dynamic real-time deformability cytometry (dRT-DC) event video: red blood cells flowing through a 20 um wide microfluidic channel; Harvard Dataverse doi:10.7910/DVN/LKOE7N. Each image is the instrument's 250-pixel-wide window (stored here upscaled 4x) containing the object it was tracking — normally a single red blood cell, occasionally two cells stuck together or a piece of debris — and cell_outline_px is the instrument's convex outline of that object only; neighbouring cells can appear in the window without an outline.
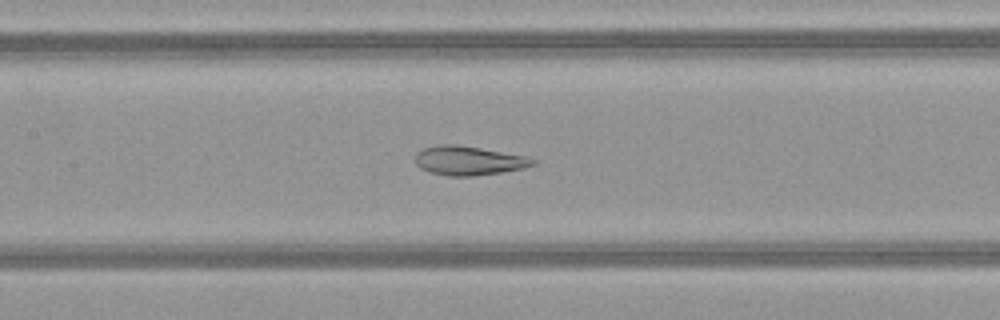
{"species": "common noctule bat (a hibernating species)", "species_latin": "Nyctalus noctula", "temperature_condition": "warm", "stored_images_in_passage": 51, "camera_frame_rate_fps": 3000, "um_per_image_px": 0.085, "animal": {"sex": "female", "body_mass_g": 21.9}, "frame": {"image": 1, "passage_image": 24, "time_ms": 7.667, "image_size_px": [1000, 320], "cell_outline_px": [[536, 164], [524, 168], [500, 172], [472, 176], [448, 176], [428, 172], [420, 168], [416, 164], [416, 152], [424, 148], [440, 144], [456, 144], [480, 148], [524, 156], [536, 160]], "centroid_in_image_um": [39.8, 13.65], "position_along_channel_um": 167.6, "area_um2": 19.83}}
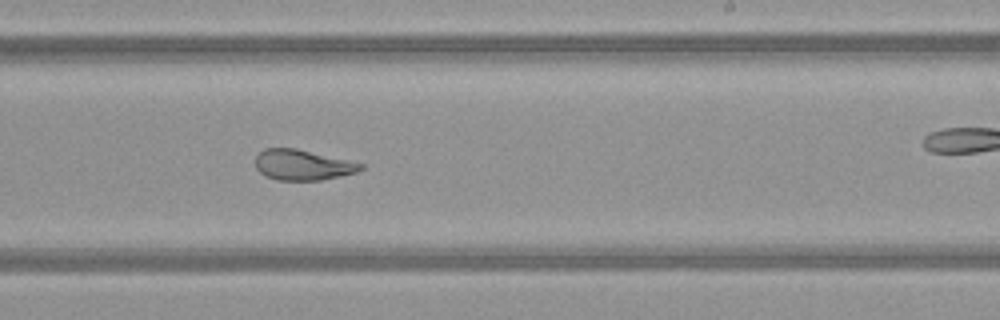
{"frame": {"image": 2, "passage_image": 31, "time_ms": 10.0, "image_size_px": [1000, 320], "cell_outline_px": [[364, 168], [356, 172], [340, 176], [320, 180], [276, 180], [264, 176], [256, 168], [256, 156], [264, 148], [296, 148], [364, 164]], "centroid_in_image_um": [25.7, 14.02], "position_along_channel_um": 263.3, "area_um2": 18.61}}
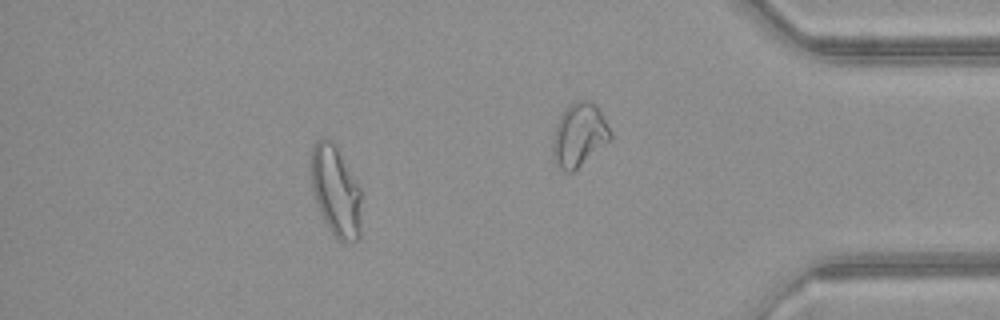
{"frame": {"image": 3, "passage_image": 45, "time_ms": 14.667, "image_size_px": [1000, 320], "cell_outline_px": [[360, 236], [356, 240], [344, 244], [336, 240], [324, 220], [316, 204], [312, 188], [312, 148], [316, 140], [324, 136], [332, 140], [336, 144], [356, 180], [360, 188]], "centroid_in_image_um": [28.54, 16.24], "position_along_channel_um": 406.7, "area_um2": 26.76}, "authors_computed_cell_mechanics": {"area_um2": 25.0852, "velocity_mm_per_s": 4.1164, "shape_relaxation_time_tau1_ms": null, "shape_relaxation_time_tau2_ms": 0.921, "deformation_change_tau1": null, "deformation_change_tau2": 0.0677}}